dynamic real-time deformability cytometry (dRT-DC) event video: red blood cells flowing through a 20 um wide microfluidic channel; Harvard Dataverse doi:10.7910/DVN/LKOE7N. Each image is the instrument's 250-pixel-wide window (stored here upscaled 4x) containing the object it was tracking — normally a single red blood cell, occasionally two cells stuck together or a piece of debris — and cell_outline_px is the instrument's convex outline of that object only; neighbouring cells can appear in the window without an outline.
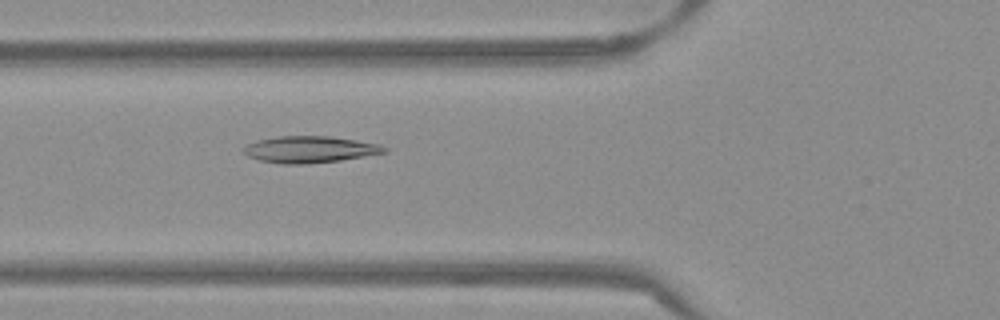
{"species": "Egyptian fruit bat (a non-hibernating species)", "species_latin": "Rousettus aegyptiacus", "temperature_condition": "warm", "stored_images_in_passage": 41, "camera_frame_rate_fps": 3000, "um_per_image_px": 0.085, "frame": {"image": 1, "passage_image": 8, "time_ms": 2.333, "image_size_px": [1000, 320], "cell_outline_px": [[388, 152], [340, 160], [304, 164], [280, 164], [260, 160], [248, 156], [240, 148], [244, 144], [256, 140], [280, 136], [332, 136], [380, 144], [388, 148]], "centroid_in_image_um": [26.3, 12.69], "position_along_channel_um": 99.5, "area_um2": 22.02}}
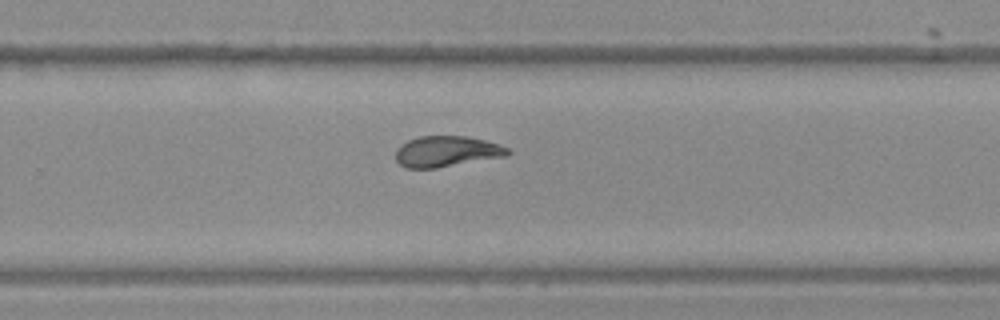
{"frame": {"image": 2, "passage_image": 23, "time_ms": 7.333, "image_size_px": [1000, 320], "cell_outline_px": [[512, 152], [508, 156], [436, 168], [404, 168], [396, 160], [396, 148], [400, 144], [408, 140], [420, 136], [464, 136], [484, 140], [500, 144], [508, 148]], "centroid_in_image_um": [37.97, 12.87], "position_along_channel_um": 291.8, "area_um2": 20.29}}
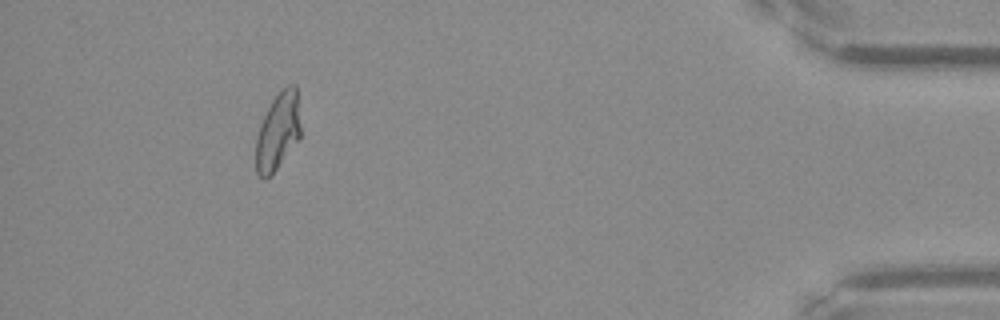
{"frame": {"image": 3, "passage_image": 37, "time_ms": 12.0, "image_size_px": [1000, 320], "cell_outline_px": [[300, 136], [276, 168], [264, 180], [256, 172], [256, 136], [260, 124], [272, 100], [280, 88], [288, 84], [296, 84], [300, 128]], "centroid_in_image_um": [23.6, 11.11], "position_along_channel_um": 411.6, "area_um2": 19.83}, "authors_computed_cell_mechanics": {"area_um2": 20.6924, "velocity_mm_per_s": 3.8429, "shape_relaxation_time_tau1_ms": null, "shape_relaxation_time_tau2_ms": 1.5503, "deformation_change_tau1": null, "deformation_change_tau2": 0.0721}}